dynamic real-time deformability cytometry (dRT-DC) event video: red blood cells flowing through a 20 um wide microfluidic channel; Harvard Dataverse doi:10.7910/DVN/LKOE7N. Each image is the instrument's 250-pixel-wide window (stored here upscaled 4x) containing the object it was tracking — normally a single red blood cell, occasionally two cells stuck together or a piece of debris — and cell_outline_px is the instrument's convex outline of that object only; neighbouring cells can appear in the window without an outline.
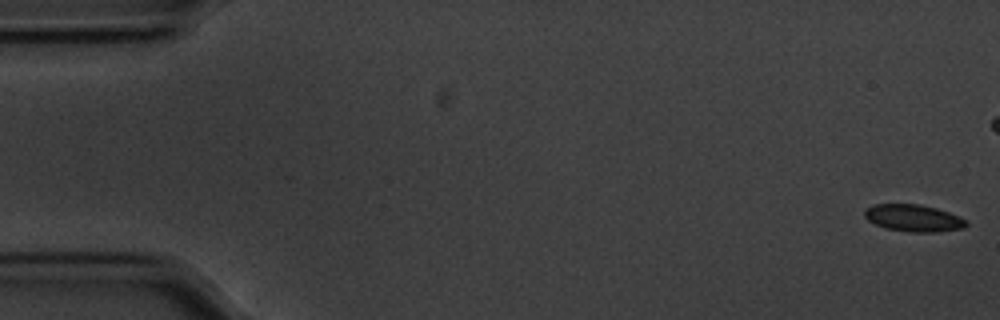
{"species": "common noctule bat (a hibernating species)", "species_latin": "Nyctalus noctula", "temperature_condition": "cold", "stored_images_in_passage": 14, "camera_frame_rate_fps": 3000, "um_per_image_px": 0.085, "animal": {"sex": "male", "body_mass_g": 20.1, "forearm_length_mm": 53.5}, "frame": {"image": 1, "passage_image": 1, "time_ms": 0.0, "image_size_px": [1000, 320], "cell_outline_px": [[968, 224], [964, 228], [936, 232], [908, 232], [884, 228], [868, 220], [864, 216], [864, 208], [872, 204], [920, 204], [936, 208], [960, 216], [968, 220]], "centroid_in_image_um": [77.64, 18.53], "position_along_channel_um": 7.4, "area_um2": 16.24}}